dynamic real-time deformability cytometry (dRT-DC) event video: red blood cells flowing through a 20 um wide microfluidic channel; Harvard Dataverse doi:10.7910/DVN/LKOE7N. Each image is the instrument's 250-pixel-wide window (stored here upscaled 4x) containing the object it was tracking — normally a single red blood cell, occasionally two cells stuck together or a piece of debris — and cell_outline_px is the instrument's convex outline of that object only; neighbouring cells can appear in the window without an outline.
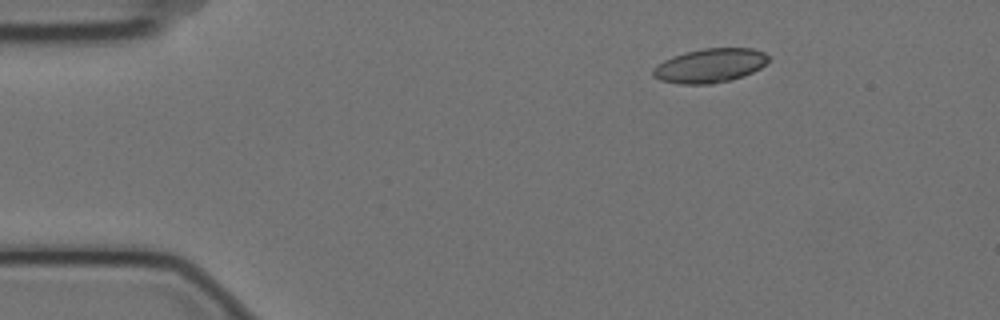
{"species": "Egyptian fruit bat (a non-hibernating species)", "species_latin": "Rousettus aegyptiacus", "temperature_condition": "cold", "stored_images_in_passage": 3, "camera_frame_rate_fps": 3000, "um_per_image_px": 0.085, "animal": {"sex": "female"}, "frame": {"image": 1, "passage_image": 1, "time_ms": 0.0, "image_size_px": [1000, 320], "cell_outline_px": [[768, 60], [760, 68], [744, 76], [712, 84], [680, 84], [660, 80], [652, 76], [652, 68], [664, 60], [672, 56], [704, 48], [752, 48], [764, 52], [768, 56]], "centroid_in_image_um": [60.32, 5.58], "position_along_channel_um": 24.7, "area_um2": 22.83}}